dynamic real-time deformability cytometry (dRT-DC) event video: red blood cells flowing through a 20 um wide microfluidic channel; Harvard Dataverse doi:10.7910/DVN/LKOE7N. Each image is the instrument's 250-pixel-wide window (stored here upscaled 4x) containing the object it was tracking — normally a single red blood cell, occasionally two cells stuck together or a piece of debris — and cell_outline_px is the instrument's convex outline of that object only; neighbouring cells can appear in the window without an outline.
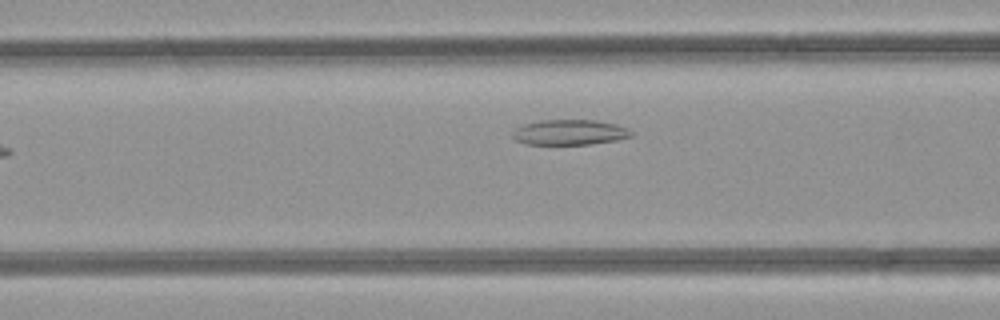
{"species": "common noctule bat (a hibernating species)", "species_latin": "Nyctalus noctula", "temperature_condition": "room temperature", "stored_images_in_passage": 8, "camera_frame_rate_fps": 3000, "um_per_image_px": 0.085, "animal": {"sex": "female", "body_mass_g": 21.9}, "frame": {"image": 1, "passage_image": 6, "time_ms": 1.667, "image_size_px": [1000, 320], "cell_outline_px": [[632, 136], [616, 140], [588, 144], [528, 144], [516, 140], [512, 136], [512, 132], [516, 128], [524, 124], [540, 120], [596, 120], [616, 124], [628, 128], [632, 132]], "centroid_in_image_um": [48.42, 11.24], "position_along_channel_um": 118.2, "area_um2": 17.4}}